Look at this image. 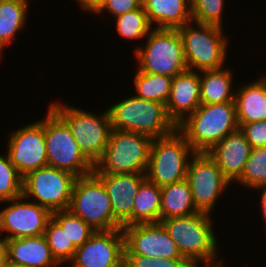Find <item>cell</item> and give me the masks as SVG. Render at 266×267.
Segmentation results:
<instances>
[{"instance_id":"obj_1","label":"cell","mask_w":266,"mask_h":267,"mask_svg":"<svg viewBox=\"0 0 266 267\" xmlns=\"http://www.w3.org/2000/svg\"><path fill=\"white\" fill-rule=\"evenodd\" d=\"M177 129L196 153H208L228 134L239 129L235 101L201 104Z\"/></svg>"},{"instance_id":"obj_2","label":"cell","mask_w":266,"mask_h":267,"mask_svg":"<svg viewBox=\"0 0 266 267\" xmlns=\"http://www.w3.org/2000/svg\"><path fill=\"white\" fill-rule=\"evenodd\" d=\"M210 214L197 212L184 217H172L160 220L169 236L174 240L181 255L192 266L198 267V261H204L211 267H222L217 264V242L212 230ZM217 255V256H216ZM215 263V264H212Z\"/></svg>"},{"instance_id":"obj_3","label":"cell","mask_w":266,"mask_h":267,"mask_svg":"<svg viewBox=\"0 0 266 267\" xmlns=\"http://www.w3.org/2000/svg\"><path fill=\"white\" fill-rule=\"evenodd\" d=\"M112 129L145 134L153 139L177 129L169 118L166 105L132 96L109 109Z\"/></svg>"},{"instance_id":"obj_4","label":"cell","mask_w":266,"mask_h":267,"mask_svg":"<svg viewBox=\"0 0 266 267\" xmlns=\"http://www.w3.org/2000/svg\"><path fill=\"white\" fill-rule=\"evenodd\" d=\"M152 142L145 134L112 129L93 174H146Z\"/></svg>"},{"instance_id":"obj_5","label":"cell","mask_w":266,"mask_h":267,"mask_svg":"<svg viewBox=\"0 0 266 267\" xmlns=\"http://www.w3.org/2000/svg\"><path fill=\"white\" fill-rule=\"evenodd\" d=\"M50 109L67 125L83 155L95 166L102 158L112 131L109 110L101 116L63 103H53Z\"/></svg>"},{"instance_id":"obj_6","label":"cell","mask_w":266,"mask_h":267,"mask_svg":"<svg viewBox=\"0 0 266 267\" xmlns=\"http://www.w3.org/2000/svg\"><path fill=\"white\" fill-rule=\"evenodd\" d=\"M190 153L192 156L196 152L178 129L153 139L146 178L158 187L186 179Z\"/></svg>"},{"instance_id":"obj_7","label":"cell","mask_w":266,"mask_h":267,"mask_svg":"<svg viewBox=\"0 0 266 267\" xmlns=\"http://www.w3.org/2000/svg\"><path fill=\"white\" fill-rule=\"evenodd\" d=\"M138 71L175 77L187 70L182 37L177 29L153 28L146 46L136 47Z\"/></svg>"},{"instance_id":"obj_8","label":"cell","mask_w":266,"mask_h":267,"mask_svg":"<svg viewBox=\"0 0 266 267\" xmlns=\"http://www.w3.org/2000/svg\"><path fill=\"white\" fill-rule=\"evenodd\" d=\"M195 24L197 26L193 27L186 23L177 29L182 37L187 69L192 70L195 67L203 71L222 68L228 45V40L222 33L223 27L197 22Z\"/></svg>"},{"instance_id":"obj_9","label":"cell","mask_w":266,"mask_h":267,"mask_svg":"<svg viewBox=\"0 0 266 267\" xmlns=\"http://www.w3.org/2000/svg\"><path fill=\"white\" fill-rule=\"evenodd\" d=\"M68 209L96 231L122 228L103 183L93 173L76 178Z\"/></svg>"},{"instance_id":"obj_10","label":"cell","mask_w":266,"mask_h":267,"mask_svg":"<svg viewBox=\"0 0 266 267\" xmlns=\"http://www.w3.org/2000/svg\"><path fill=\"white\" fill-rule=\"evenodd\" d=\"M48 166L78 177L93 173L94 165L83 155L67 125L49 108L44 118Z\"/></svg>"},{"instance_id":"obj_11","label":"cell","mask_w":266,"mask_h":267,"mask_svg":"<svg viewBox=\"0 0 266 267\" xmlns=\"http://www.w3.org/2000/svg\"><path fill=\"white\" fill-rule=\"evenodd\" d=\"M125 258L133 262L151 259L183 258L161 222L122 227Z\"/></svg>"},{"instance_id":"obj_12","label":"cell","mask_w":266,"mask_h":267,"mask_svg":"<svg viewBox=\"0 0 266 267\" xmlns=\"http://www.w3.org/2000/svg\"><path fill=\"white\" fill-rule=\"evenodd\" d=\"M76 176L55 167L45 166L23 177V196L51 212L69 208Z\"/></svg>"},{"instance_id":"obj_13","label":"cell","mask_w":266,"mask_h":267,"mask_svg":"<svg viewBox=\"0 0 266 267\" xmlns=\"http://www.w3.org/2000/svg\"><path fill=\"white\" fill-rule=\"evenodd\" d=\"M190 160L186 179L193 202L198 212L210 214L219 195L231 182L207 153H195Z\"/></svg>"},{"instance_id":"obj_14","label":"cell","mask_w":266,"mask_h":267,"mask_svg":"<svg viewBox=\"0 0 266 267\" xmlns=\"http://www.w3.org/2000/svg\"><path fill=\"white\" fill-rule=\"evenodd\" d=\"M25 199L23 194L13 198L8 201L11 204L0 211V231L11 233L1 238L3 241L44 235L52 212L36 201H23Z\"/></svg>"},{"instance_id":"obj_15","label":"cell","mask_w":266,"mask_h":267,"mask_svg":"<svg viewBox=\"0 0 266 267\" xmlns=\"http://www.w3.org/2000/svg\"><path fill=\"white\" fill-rule=\"evenodd\" d=\"M8 144L7 155L22 177L48 166L44 119L12 131Z\"/></svg>"},{"instance_id":"obj_16","label":"cell","mask_w":266,"mask_h":267,"mask_svg":"<svg viewBox=\"0 0 266 267\" xmlns=\"http://www.w3.org/2000/svg\"><path fill=\"white\" fill-rule=\"evenodd\" d=\"M124 258L122 228L95 231L82 246L77 247L71 267H122Z\"/></svg>"},{"instance_id":"obj_17","label":"cell","mask_w":266,"mask_h":267,"mask_svg":"<svg viewBox=\"0 0 266 267\" xmlns=\"http://www.w3.org/2000/svg\"><path fill=\"white\" fill-rule=\"evenodd\" d=\"M104 185L109 196L114 218L122 227L132 225L134 197L146 174H94Z\"/></svg>"},{"instance_id":"obj_18","label":"cell","mask_w":266,"mask_h":267,"mask_svg":"<svg viewBox=\"0 0 266 267\" xmlns=\"http://www.w3.org/2000/svg\"><path fill=\"white\" fill-rule=\"evenodd\" d=\"M200 105V74L187 69L173 77L166 110L174 124L178 126Z\"/></svg>"},{"instance_id":"obj_19","label":"cell","mask_w":266,"mask_h":267,"mask_svg":"<svg viewBox=\"0 0 266 267\" xmlns=\"http://www.w3.org/2000/svg\"><path fill=\"white\" fill-rule=\"evenodd\" d=\"M251 149L245 135L238 129L218 142L207 154L232 183L241 177Z\"/></svg>"},{"instance_id":"obj_20","label":"cell","mask_w":266,"mask_h":267,"mask_svg":"<svg viewBox=\"0 0 266 267\" xmlns=\"http://www.w3.org/2000/svg\"><path fill=\"white\" fill-rule=\"evenodd\" d=\"M8 260L29 267H56L60 263L53 256L44 235L4 240Z\"/></svg>"},{"instance_id":"obj_21","label":"cell","mask_w":266,"mask_h":267,"mask_svg":"<svg viewBox=\"0 0 266 267\" xmlns=\"http://www.w3.org/2000/svg\"><path fill=\"white\" fill-rule=\"evenodd\" d=\"M142 6L151 25L157 29H178L192 23L190 0H142Z\"/></svg>"},{"instance_id":"obj_22","label":"cell","mask_w":266,"mask_h":267,"mask_svg":"<svg viewBox=\"0 0 266 267\" xmlns=\"http://www.w3.org/2000/svg\"><path fill=\"white\" fill-rule=\"evenodd\" d=\"M238 91H234L238 124L266 121V77L241 86Z\"/></svg>"},{"instance_id":"obj_23","label":"cell","mask_w":266,"mask_h":267,"mask_svg":"<svg viewBox=\"0 0 266 267\" xmlns=\"http://www.w3.org/2000/svg\"><path fill=\"white\" fill-rule=\"evenodd\" d=\"M161 189L160 220L197 213L187 179L165 185Z\"/></svg>"},{"instance_id":"obj_24","label":"cell","mask_w":266,"mask_h":267,"mask_svg":"<svg viewBox=\"0 0 266 267\" xmlns=\"http://www.w3.org/2000/svg\"><path fill=\"white\" fill-rule=\"evenodd\" d=\"M232 71L229 69H211L200 71L201 104H222L234 101L232 92Z\"/></svg>"},{"instance_id":"obj_25","label":"cell","mask_w":266,"mask_h":267,"mask_svg":"<svg viewBox=\"0 0 266 267\" xmlns=\"http://www.w3.org/2000/svg\"><path fill=\"white\" fill-rule=\"evenodd\" d=\"M133 200L132 225L160 222V187L146 178Z\"/></svg>"},{"instance_id":"obj_26","label":"cell","mask_w":266,"mask_h":267,"mask_svg":"<svg viewBox=\"0 0 266 267\" xmlns=\"http://www.w3.org/2000/svg\"><path fill=\"white\" fill-rule=\"evenodd\" d=\"M28 6L27 0H0V56L4 47L25 25Z\"/></svg>"},{"instance_id":"obj_27","label":"cell","mask_w":266,"mask_h":267,"mask_svg":"<svg viewBox=\"0 0 266 267\" xmlns=\"http://www.w3.org/2000/svg\"><path fill=\"white\" fill-rule=\"evenodd\" d=\"M172 80L171 76L137 71L133 79L137 91L135 96L166 105Z\"/></svg>"},{"instance_id":"obj_28","label":"cell","mask_w":266,"mask_h":267,"mask_svg":"<svg viewBox=\"0 0 266 267\" xmlns=\"http://www.w3.org/2000/svg\"><path fill=\"white\" fill-rule=\"evenodd\" d=\"M52 218L63 228L69 241L76 247L82 246L96 231L69 209L52 212Z\"/></svg>"},{"instance_id":"obj_29","label":"cell","mask_w":266,"mask_h":267,"mask_svg":"<svg viewBox=\"0 0 266 267\" xmlns=\"http://www.w3.org/2000/svg\"><path fill=\"white\" fill-rule=\"evenodd\" d=\"M115 19L116 28L121 37L129 39L147 37L153 29L142 5L138 9L115 17Z\"/></svg>"},{"instance_id":"obj_30","label":"cell","mask_w":266,"mask_h":267,"mask_svg":"<svg viewBox=\"0 0 266 267\" xmlns=\"http://www.w3.org/2000/svg\"><path fill=\"white\" fill-rule=\"evenodd\" d=\"M44 236L53 256L60 264L73 259L77 247L69 241L66 232L53 218L49 220Z\"/></svg>"},{"instance_id":"obj_31","label":"cell","mask_w":266,"mask_h":267,"mask_svg":"<svg viewBox=\"0 0 266 267\" xmlns=\"http://www.w3.org/2000/svg\"><path fill=\"white\" fill-rule=\"evenodd\" d=\"M237 181L254 190L266 186V147L251 149L244 171Z\"/></svg>"},{"instance_id":"obj_32","label":"cell","mask_w":266,"mask_h":267,"mask_svg":"<svg viewBox=\"0 0 266 267\" xmlns=\"http://www.w3.org/2000/svg\"><path fill=\"white\" fill-rule=\"evenodd\" d=\"M23 192V177L8 155H0V202L19 197Z\"/></svg>"},{"instance_id":"obj_33","label":"cell","mask_w":266,"mask_h":267,"mask_svg":"<svg viewBox=\"0 0 266 267\" xmlns=\"http://www.w3.org/2000/svg\"><path fill=\"white\" fill-rule=\"evenodd\" d=\"M193 22L222 27L224 0H190Z\"/></svg>"},{"instance_id":"obj_34","label":"cell","mask_w":266,"mask_h":267,"mask_svg":"<svg viewBox=\"0 0 266 267\" xmlns=\"http://www.w3.org/2000/svg\"><path fill=\"white\" fill-rule=\"evenodd\" d=\"M238 125L252 148L266 147V121Z\"/></svg>"},{"instance_id":"obj_35","label":"cell","mask_w":266,"mask_h":267,"mask_svg":"<svg viewBox=\"0 0 266 267\" xmlns=\"http://www.w3.org/2000/svg\"><path fill=\"white\" fill-rule=\"evenodd\" d=\"M142 5V0H105L94 11V14H100L107 10L108 13L117 17L124 13L138 9Z\"/></svg>"},{"instance_id":"obj_36","label":"cell","mask_w":266,"mask_h":267,"mask_svg":"<svg viewBox=\"0 0 266 267\" xmlns=\"http://www.w3.org/2000/svg\"><path fill=\"white\" fill-rule=\"evenodd\" d=\"M146 263L151 267H194L185 258L151 259Z\"/></svg>"},{"instance_id":"obj_37","label":"cell","mask_w":266,"mask_h":267,"mask_svg":"<svg viewBox=\"0 0 266 267\" xmlns=\"http://www.w3.org/2000/svg\"><path fill=\"white\" fill-rule=\"evenodd\" d=\"M105 0H78L81 8L84 10L94 12L95 9L104 2Z\"/></svg>"},{"instance_id":"obj_38","label":"cell","mask_w":266,"mask_h":267,"mask_svg":"<svg viewBox=\"0 0 266 267\" xmlns=\"http://www.w3.org/2000/svg\"><path fill=\"white\" fill-rule=\"evenodd\" d=\"M7 259V249L4 241L0 238V267L4 266Z\"/></svg>"},{"instance_id":"obj_39","label":"cell","mask_w":266,"mask_h":267,"mask_svg":"<svg viewBox=\"0 0 266 267\" xmlns=\"http://www.w3.org/2000/svg\"><path fill=\"white\" fill-rule=\"evenodd\" d=\"M262 190V196H261V209H262V213L263 216L265 217L264 221H266V186H262V187H258L256 188V190ZM266 223V222H265Z\"/></svg>"},{"instance_id":"obj_40","label":"cell","mask_w":266,"mask_h":267,"mask_svg":"<svg viewBox=\"0 0 266 267\" xmlns=\"http://www.w3.org/2000/svg\"><path fill=\"white\" fill-rule=\"evenodd\" d=\"M122 267H151L146 262H133L126 258L123 260Z\"/></svg>"},{"instance_id":"obj_41","label":"cell","mask_w":266,"mask_h":267,"mask_svg":"<svg viewBox=\"0 0 266 267\" xmlns=\"http://www.w3.org/2000/svg\"><path fill=\"white\" fill-rule=\"evenodd\" d=\"M3 267H29V266L19 264V263H14L7 259Z\"/></svg>"}]
</instances>
